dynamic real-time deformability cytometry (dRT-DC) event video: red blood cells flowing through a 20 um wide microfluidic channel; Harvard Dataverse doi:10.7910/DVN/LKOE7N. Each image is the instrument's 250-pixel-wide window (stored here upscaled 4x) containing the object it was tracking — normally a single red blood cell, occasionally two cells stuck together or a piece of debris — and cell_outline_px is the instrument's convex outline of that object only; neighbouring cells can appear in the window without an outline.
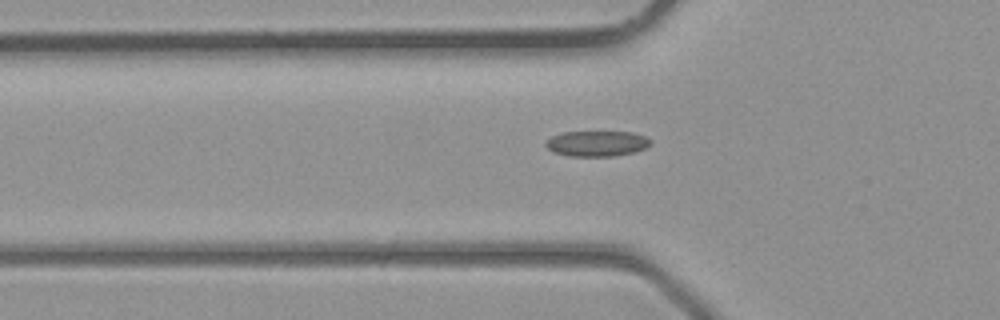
{"species": "common noctule bat (a hibernating species)", "species_latin": "Nyctalus noctula", "temperature_condition": "room temperature", "stored_images_in_passage": 27, "camera_frame_rate_fps": 3000, "um_per_image_px": 0.085, "animal": {"sex": "male", "body_mass_g": 23.1, "forearm_length_mm": 52.7}, "frame": {"image": 1, "passage_image": 4, "time_ms": 1.0, "image_size_px": [1000, 320], "cell_outline_px": [[652, 144], [644, 148], [632, 152], [616, 156], [568, 156], [552, 152], [544, 144], [544, 140], [552, 136], [564, 132], [632, 132], [644, 136], [652, 140]], "centroid_in_image_um": [50.7, 12.2], "position_along_channel_um": 75.1, "area_um2": 15.66}}
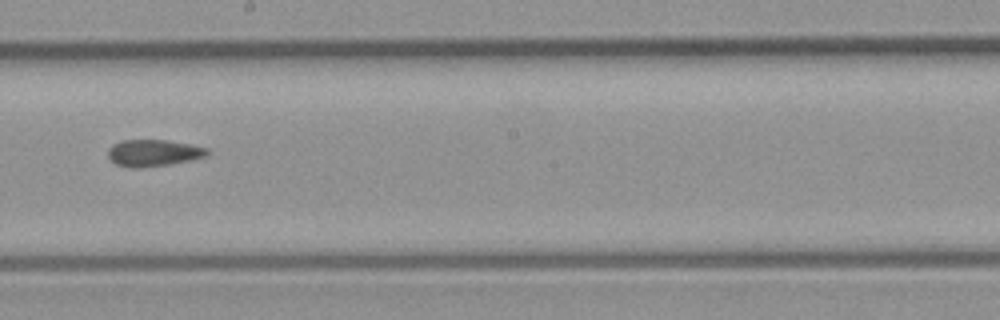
{"frame": {"image": 2, "passage_image": 13, "time_ms": 4.0, "image_size_px": [1000, 320], "cell_outline_px": [[208, 156], [172, 164], [140, 168], [132, 168], [116, 164], [108, 156], [108, 148], [112, 144], [124, 140], [168, 140], [192, 144], [208, 148]], "centroid_in_image_um": [13.06, 13.0], "position_along_channel_um": 235.1, "area_um2": 15.61}}
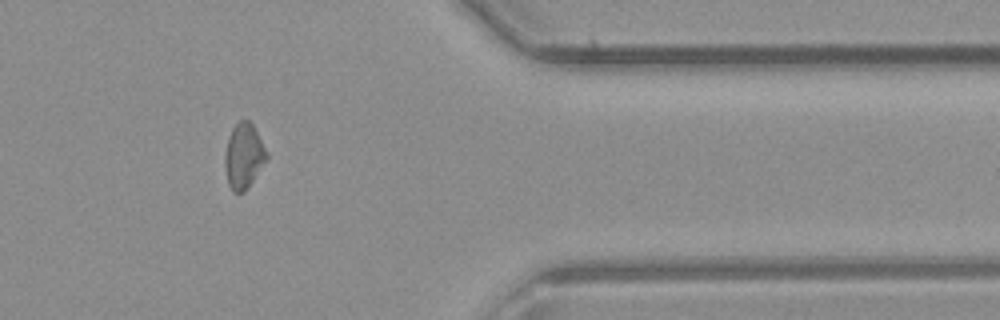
{"frame": {"image": 3, "passage_image": 23, "time_ms": 7.333, "image_size_px": [1000, 320], "cell_outline_px": [[268, 156], [244, 192], [232, 192], [228, 184], [224, 164], [224, 152], [228, 136], [232, 128], [240, 120], [248, 120], [252, 124], [268, 152]], "centroid_in_image_um": [20.68, 13.24], "position_along_channel_um": 390.7, "area_um2": 15.72}}